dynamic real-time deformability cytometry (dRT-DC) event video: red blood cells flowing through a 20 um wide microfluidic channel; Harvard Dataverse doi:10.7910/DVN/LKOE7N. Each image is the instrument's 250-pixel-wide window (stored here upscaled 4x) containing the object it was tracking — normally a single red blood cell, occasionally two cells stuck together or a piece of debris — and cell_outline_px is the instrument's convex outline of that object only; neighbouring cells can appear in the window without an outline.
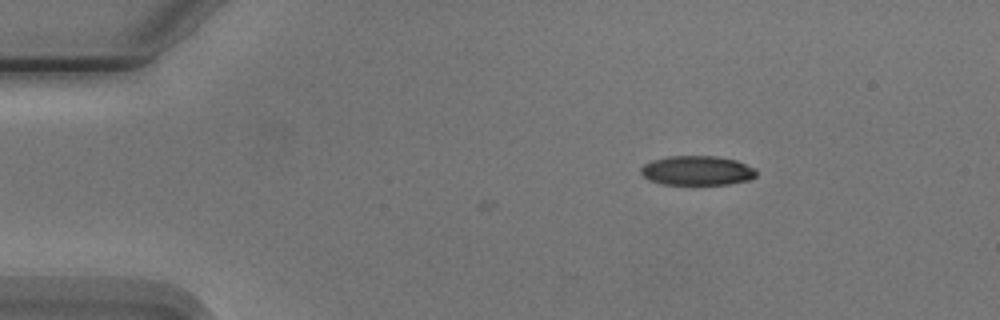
{"species": "Egyptian fruit bat (a non-hibernating species)", "species_latin": "Rousettus aegyptiacus", "temperature_condition": "cold", "stored_images_in_passage": 3, "segment_of_instrument_passage": [1, 2], "camera_frame_rate_fps": 3000, "um_per_image_px": 0.085, "animal": {"sex": "male"}, "frame": {"image": 1, "passage_image": 1, "time_ms": 0.0, "image_size_px": [1000, 320], "cell_outline_px": [[756, 176], [748, 180], [728, 184], [664, 184], [648, 180], [640, 172], [640, 168], [644, 164], [652, 160], [668, 156], [716, 156], [736, 160], [756, 168]], "centroid_in_image_um": [59.25, 14.49], "position_along_channel_um": 25.8, "area_um2": 19.83}}